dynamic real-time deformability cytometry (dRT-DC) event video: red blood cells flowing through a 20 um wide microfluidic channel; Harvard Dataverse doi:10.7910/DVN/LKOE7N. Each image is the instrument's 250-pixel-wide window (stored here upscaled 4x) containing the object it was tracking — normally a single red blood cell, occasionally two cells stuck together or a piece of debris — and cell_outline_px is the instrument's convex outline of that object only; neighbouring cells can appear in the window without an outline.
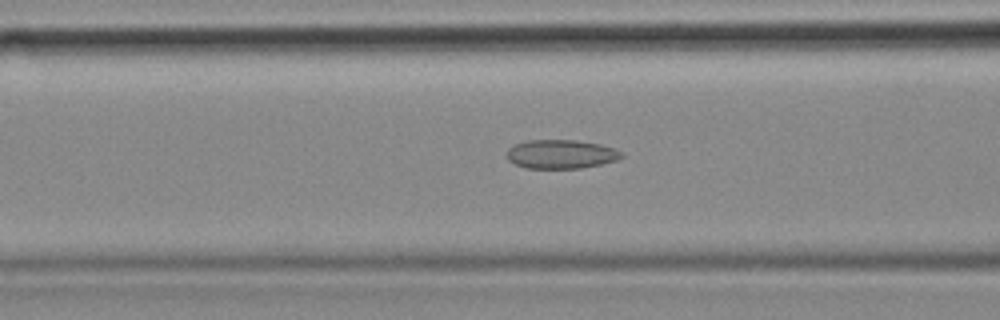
{"species": "common noctule bat (a hibernating species)", "species_latin": "Nyctalus noctula", "temperature_condition": "cold", "stored_images_in_passage": 54, "camera_frame_rate_fps": 3000, "um_per_image_px": 0.085, "animal": {"sex": "female", "body_mass_g": 18.4}, "frame": {"image": 1, "passage_image": 21, "time_ms": 6.667, "image_size_px": [1000, 320], "cell_outline_px": [[624, 156], [616, 160], [600, 164], [580, 168], [524, 168], [508, 160], [508, 148], [516, 144], [528, 140], [576, 140], [600, 144], [624, 152]], "centroid_in_image_um": [47.7, 13.1], "position_along_channel_um": 118.9, "area_um2": 19.19}}
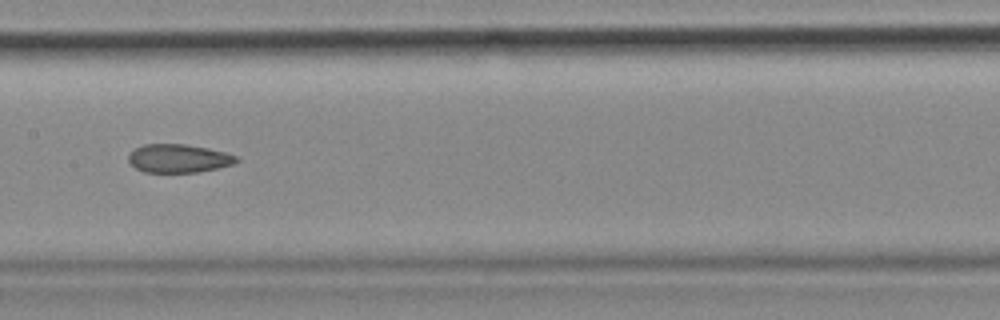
{"frame": {"image": 2, "passage_image": 27, "time_ms": 8.667, "image_size_px": [1000, 320], "cell_outline_px": [[240, 160], [232, 164], [200, 172], [144, 172], [136, 168], [128, 160], [128, 156], [136, 148], [144, 144], [184, 144], [208, 148], [240, 156]], "centroid_in_image_um": [15.21, 13.46], "position_along_channel_um": 192.2, "area_um2": 17.8}}
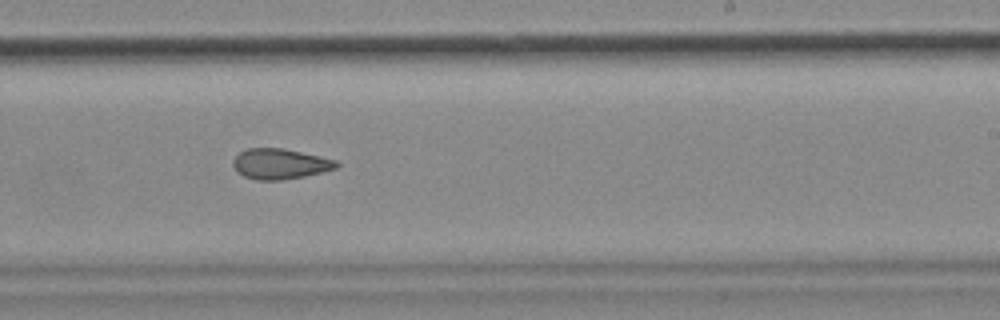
{"frame": {"image": 3, "passage_image": 33, "time_ms": 10.667, "image_size_px": [1000, 320], "cell_outline_px": [[340, 164], [336, 168], [304, 176], [280, 180], [256, 180], [244, 176], [236, 172], [232, 164], [232, 160], [240, 152], [248, 148], [284, 148], [336, 160]], "centroid_in_image_um": [23.76, 13.93], "position_along_channel_um": 265.2, "area_um2": 18.26}, "authors_computed_cell_mechanics": {"area_um2": 19.2763, "velocity_mm_per_s": 3.6722, "shape_relaxation_time_tau1_ms": null, "shape_relaxation_time_tau2_ms": 6.0733, "deformation_change_tau1": null, "deformation_change_tau2": 0.1335}}